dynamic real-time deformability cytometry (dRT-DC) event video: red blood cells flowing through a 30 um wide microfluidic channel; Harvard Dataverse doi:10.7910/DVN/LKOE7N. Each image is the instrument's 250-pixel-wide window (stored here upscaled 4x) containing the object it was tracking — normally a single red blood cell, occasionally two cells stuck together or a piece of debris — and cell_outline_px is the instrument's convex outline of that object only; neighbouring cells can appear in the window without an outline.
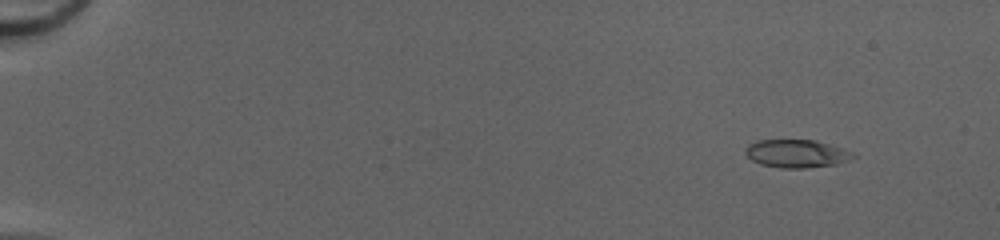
{"species": "common noctule bat (a hibernating species)", "species_latin": "Nyctalus noctula", "temperature_condition": "cold", "stored_images_in_passage": 52, "camera_frame_rate_fps": 3000, "um_per_image_px": 0.085, "animal": {"sex": "female", "body_mass_g": 20.0, "forearm_length_mm": 54.0}, "frame": {"image": 1, "passage_image": 6, "time_ms": 1.667, "image_size_px": [1000, 240], "cell_outline_px": [[856, 156], [848, 160], [836, 164], [804, 168], [780, 168], [760, 164], [752, 160], [744, 152], [748, 144], [756, 140], [816, 140], [844, 148], [852, 152]], "centroid_in_image_um": [67.7, 13.05], "position_along_channel_um": 17.3, "area_um2": 17.63}}
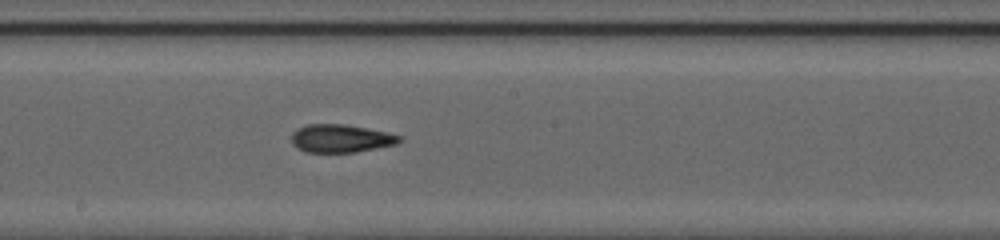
{"frame": {"image": 2, "passage_image": 31, "time_ms": 10.0, "image_size_px": [1000, 240], "cell_outline_px": [[404, 140], [396, 144], [356, 152], [308, 152], [296, 148], [292, 144], [292, 132], [308, 124], [344, 124], [388, 132], [400, 136]], "centroid_in_image_um": [28.98, 11.77], "position_along_channel_um": 219.2, "area_um2": 17.57}}
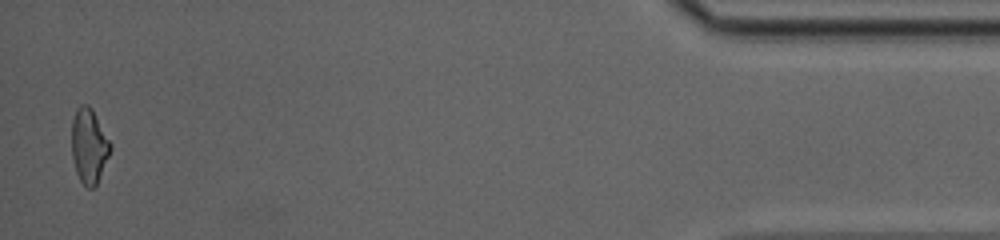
{"frame": {"image": 3, "passage_image": 51, "time_ms": 16.667, "image_size_px": [1000, 240], "cell_outline_px": [[112, 148], [96, 184], [92, 188], [88, 188], [80, 180], [76, 172], [72, 156], [72, 120], [76, 108], [80, 104], [88, 104], [92, 108], [112, 144]], "centroid_in_image_um": [7.56, 12.35], "position_along_channel_um": 427.6, "area_um2": 16.82}, "authors_computed_cell_mechanics": {"area_um2": 17.3978, "velocity_mm_per_s": 4.2406, "shape_relaxation_time_tau1_ms": 10.3023, "shape_relaxation_time_tau2_ms": 2.1825, "deformation_change_tau1": 0.2562, "deformation_change_tau2": 0.1063}}